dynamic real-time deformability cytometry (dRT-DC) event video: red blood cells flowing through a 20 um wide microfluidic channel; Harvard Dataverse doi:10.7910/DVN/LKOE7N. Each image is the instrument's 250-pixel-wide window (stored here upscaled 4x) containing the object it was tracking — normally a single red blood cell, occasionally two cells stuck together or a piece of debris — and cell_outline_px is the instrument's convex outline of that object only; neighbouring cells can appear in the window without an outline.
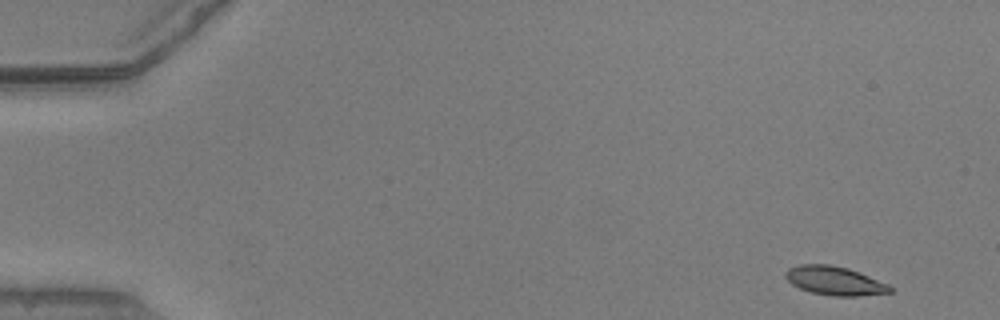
{"species": "common noctule bat (a hibernating species)", "species_latin": "Nyctalus noctula", "temperature_condition": "warm", "stored_images_in_passage": 50, "camera_frame_rate_fps": 3000, "um_per_image_px": 0.085, "animal": {"sex": "male", "body_mass_g": 20.5, "forearm_length_mm": 52.5}, "frame": {"image": 1, "passage_image": 1, "time_ms": 0.0, "image_size_px": [1000, 320], "cell_outline_px": [[892, 292], [856, 296], [832, 296], [812, 292], [800, 288], [792, 284], [784, 276], [784, 272], [788, 268], [800, 264], [828, 264], [848, 268], [888, 284], [892, 288]], "centroid_in_image_um": [70.91, 23.86], "position_along_channel_um": 14.1, "area_um2": 17.4}}
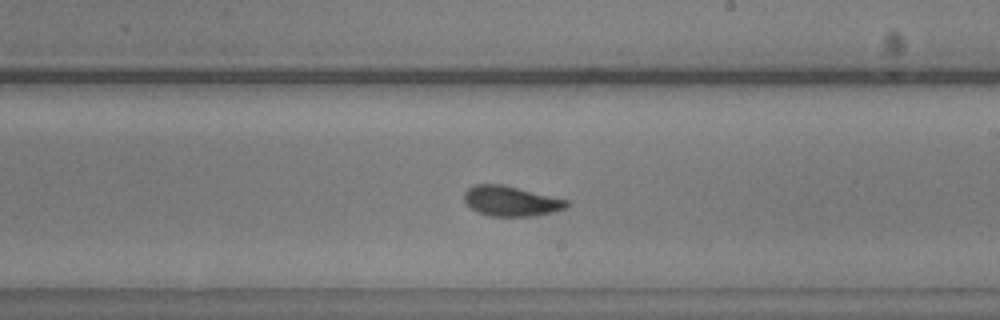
{"frame": {"image": 2, "passage_image": 29, "time_ms": 9.333, "image_size_px": [1000, 320], "cell_outline_px": [[568, 208], [536, 216], [488, 216], [476, 212], [464, 200], [464, 192], [472, 184], [500, 184], [568, 200]], "centroid_in_image_um": [43.41, 17.1], "position_along_channel_um": 245.6, "area_um2": 17.92}}
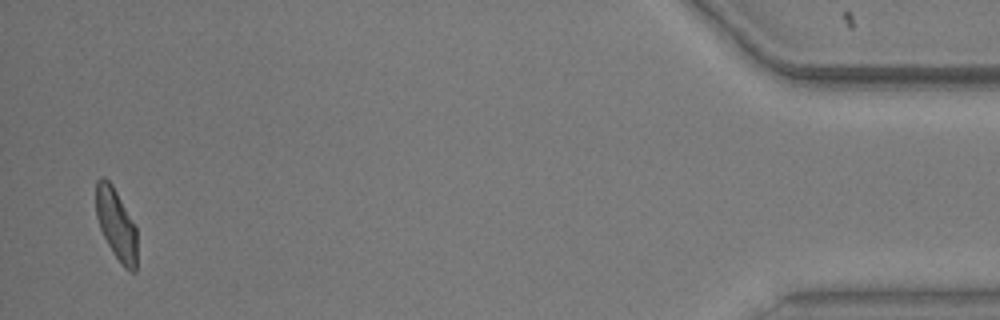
{"frame": {"image": 3, "passage_image": 49, "time_ms": 16.0, "image_size_px": [1000, 320], "cell_outline_px": [[136, 272], [132, 272], [124, 268], [112, 252], [100, 228], [96, 216], [96, 180], [100, 176], [104, 176], [112, 184], [136, 228]], "centroid_in_image_um": [9.86, 19.05], "position_along_channel_um": 425.3, "area_um2": 16.88}, "authors_computed_cell_mechanics": {"area_um2": 17.918, "velocity_mm_per_s": 3.8875, "shape_relaxation_time_tau1_ms": 3.1897, "shape_relaxation_time_tau2_ms": 1.6642, "deformation_change_tau1": 0.1392, "deformation_change_tau2": 0.0821}}